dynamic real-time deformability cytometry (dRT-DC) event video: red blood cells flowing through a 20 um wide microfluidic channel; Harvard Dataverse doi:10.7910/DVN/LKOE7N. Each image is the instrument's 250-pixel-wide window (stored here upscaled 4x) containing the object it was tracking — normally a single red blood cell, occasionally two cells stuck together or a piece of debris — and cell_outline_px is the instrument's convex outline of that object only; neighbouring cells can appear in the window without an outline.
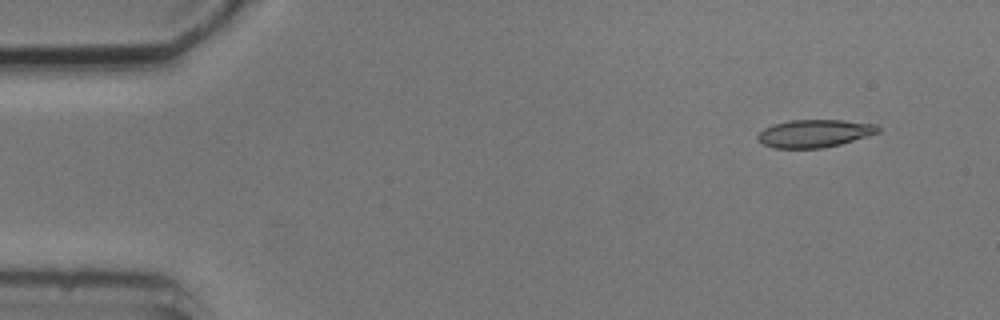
{"species": "common noctule bat (a hibernating species)", "species_latin": "Nyctalus noctula", "temperature_condition": "cold", "stored_images_in_passage": 4, "camera_frame_rate_fps": 3000, "um_per_image_px": 0.085, "animal": {"sex": "male", "body_mass_g": 20.5, "forearm_length_mm": 52.5}, "frame": {"image": 1, "passage_image": 2, "time_ms": 1.333, "image_size_px": [1000, 320], "cell_outline_px": [[880, 132], [840, 144], [820, 148], [772, 148], [764, 144], [756, 136], [764, 128], [772, 124], [788, 120], [844, 120], [876, 124], [880, 128]], "centroid_in_image_um": [69.23, 11.33], "position_along_channel_um": 15.8, "area_um2": 19.42}}